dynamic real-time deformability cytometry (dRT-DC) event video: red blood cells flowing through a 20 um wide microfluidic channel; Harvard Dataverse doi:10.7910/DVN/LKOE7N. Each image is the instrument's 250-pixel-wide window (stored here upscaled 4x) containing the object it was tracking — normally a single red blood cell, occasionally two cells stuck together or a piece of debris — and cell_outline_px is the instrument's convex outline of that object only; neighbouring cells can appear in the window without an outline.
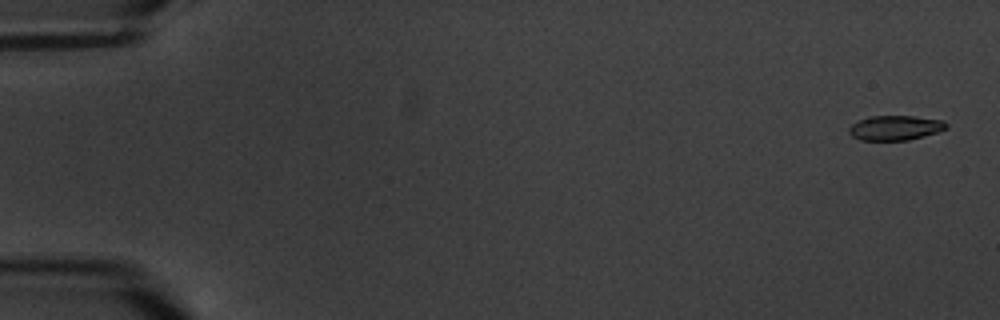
{"species": "common noctule bat (a hibernating species)", "species_latin": "Nyctalus noctula", "temperature_condition": "warm", "stored_images_in_passage": 7, "camera_frame_rate_fps": 3000, "um_per_image_px": 0.085, "animal": {"sex": "male", "body_mass_g": 20.1, "forearm_length_mm": 53.5}, "frame": {"image": 1, "passage_image": 1, "time_ms": 0.0, "image_size_px": [1000, 320], "cell_outline_px": [[948, 128], [936, 132], [908, 140], [860, 140], [852, 136], [848, 132], [848, 128], [852, 124], [868, 116], [912, 116], [944, 120], [948, 124]], "centroid_in_image_um": [76.09, 10.86], "position_along_channel_um": 8.9, "area_um2": 13.99}}
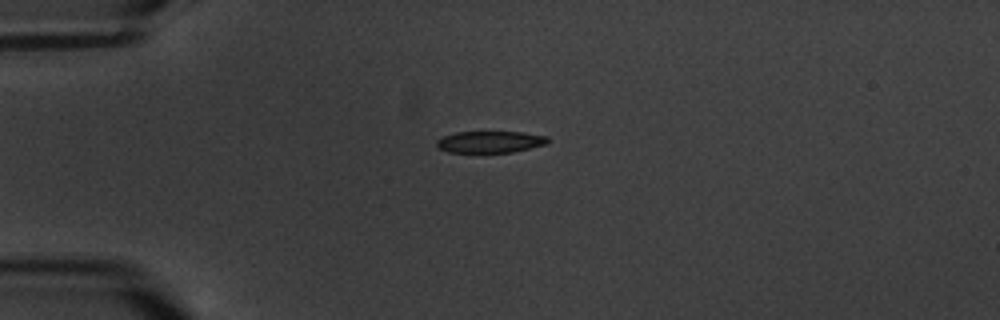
{"frame": {"image": 2, "passage_image": 5, "time_ms": 4.667, "image_size_px": [1000, 320], "cell_outline_px": [[548, 144], [512, 152], [448, 152], [440, 148], [436, 144], [436, 140], [444, 136], [456, 132], [524, 132], [548, 136]], "centroid_in_image_um": [41.69, 12.05], "position_along_channel_um": 43.3, "area_um2": 13.99}}